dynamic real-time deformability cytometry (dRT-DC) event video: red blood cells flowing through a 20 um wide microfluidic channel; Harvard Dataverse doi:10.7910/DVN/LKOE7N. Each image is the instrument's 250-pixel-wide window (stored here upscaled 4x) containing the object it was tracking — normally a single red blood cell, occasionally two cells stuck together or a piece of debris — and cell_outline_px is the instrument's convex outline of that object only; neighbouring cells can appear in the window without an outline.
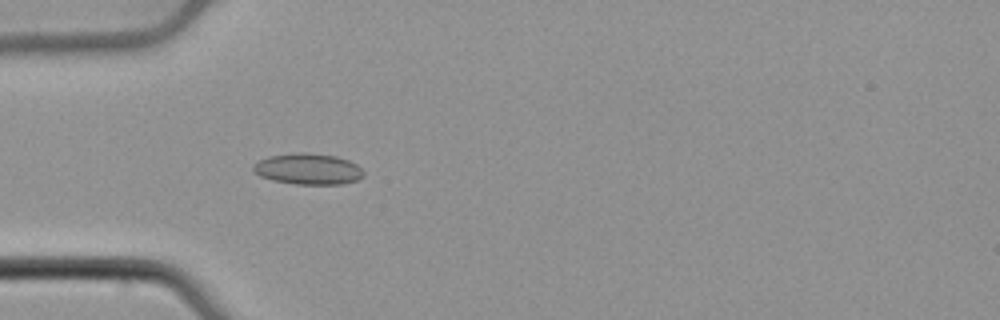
{"species": "common noctule bat (a hibernating species)", "species_latin": "Nyctalus noctula", "temperature_condition": "cold", "stored_images_in_passage": 53, "camera_frame_rate_fps": 3000, "um_per_image_px": 0.085, "animal": {"sex": "male", "body_mass_g": 21.5, "forearm_length_mm": 52.0}, "frame": {"image": 1, "passage_image": 16, "time_ms": 5.0, "image_size_px": [1000, 320], "cell_outline_px": [[364, 176], [356, 180], [344, 184], [296, 184], [272, 180], [260, 176], [252, 168], [252, 164], [268, 156], [304, 152], [336, 156], [348, 160], [356, 164], [364, 172]], "centroid_in_image_um": [26.19, 14.36], "position_along_channel_um": 58.8, "area_um2": 19.88}}
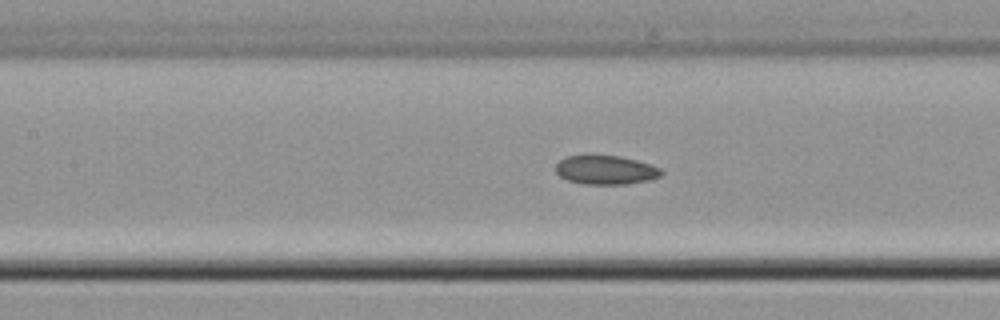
{"frame": {"image": 2, "passage_image": 24, "time_ms": 7.667, "image_size_px": [1000, 320], "cell_outline_px": [[664, 172], [660, 176], [648, 180], [628, 184], [584, 184], [568, 180], [560, 176], [556, 172], [556, 164], [560, 160], [568, 156], [620, 156], [636, 160], [660, 168]], "centroid_in_image_um": [51.49, 14.46], "position_along_channel_um": 155.9, "area_um2": 17.57}}
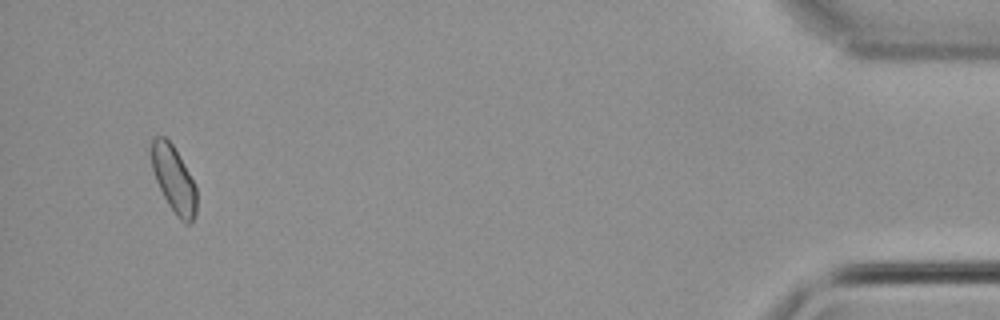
{"frame": {"image": 3, "passage_image": 51, "time_ms": 16.667, "image_size_px": [1000, 320], "cell_outline_px": [[196, 216], [188, 224], [184, 224], [180, 220], [168, 204], [156, 180], [152, 168], [152, 140], [156, 136], [164, 136], [172, 144], [188, 172], [196, 188]], "centroid_in_image_um": [14.78, 15.27], "position_along_channel_um": 420.4, "area_um2": 17.05}}